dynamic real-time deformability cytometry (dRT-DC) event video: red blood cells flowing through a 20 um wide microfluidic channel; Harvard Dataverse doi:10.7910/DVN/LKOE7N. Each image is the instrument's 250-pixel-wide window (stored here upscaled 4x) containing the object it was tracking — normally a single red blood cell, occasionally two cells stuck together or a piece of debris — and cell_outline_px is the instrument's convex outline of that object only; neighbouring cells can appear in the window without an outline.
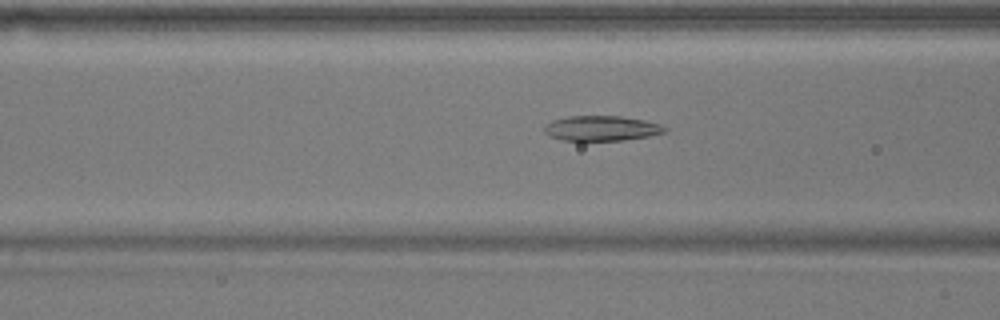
{"species": "common noctule bat (a hibernating species)", "species_latin": "Nyctalus noctula", "temperature_condition": "warm", "stored_images_in_passage": 16, "camera_frame_rate_fps": 3000, "um_per_image_px": 0.085, "animal": {"sex": "male", "body_mass_g": 17.9}, "frame": {"image": 1, "passage_image": 7, "time_ms": 2.0, "image_size_px": [1000, 320], "cell_outline_px": [[668, 128], [664, 132], [648, 136], [624, 140], [560, 140], [548, 136], [544, 132], [544, 124], [552, 120], [568, 116], [620, 116], [644, 120], [660, 124]], "centroid_in_image_um": [51.08, 10.9], "position_along_channel_um": 115.5, "area_um2": 17.63}}
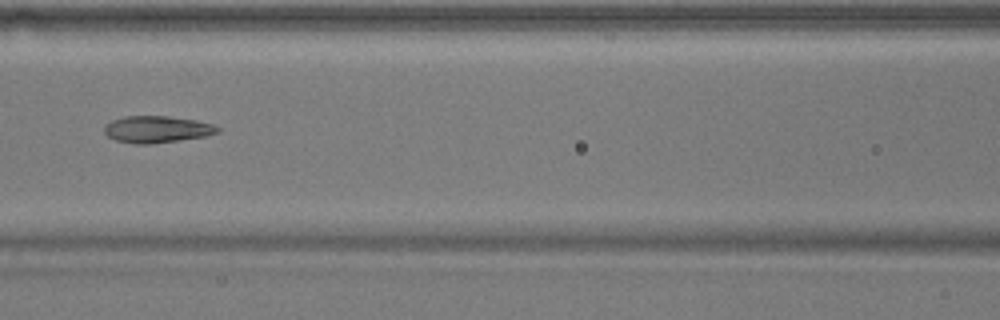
{"frame": {"image": 2, "passage_image": 10, "time_ms": 3.0, "image_size_px": [1000, 320], "cell_outline_px": [[220, 132], [204, 136], [152, 144], [136, 144], [116, 140], [108, 136], [104, 132], [104, 128], [112, 120], [124, 116], [168, 116], [196, 120], [212, 124], [220, 128]], "centroid_in_image_um": [13.34, 10.99], "position_along_channel_um": 153.3, "area_um2": 17.57}}